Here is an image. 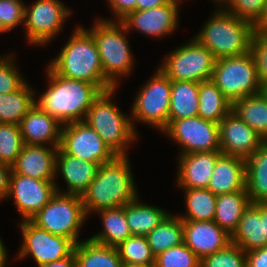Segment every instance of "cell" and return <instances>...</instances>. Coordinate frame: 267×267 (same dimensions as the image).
<instances>
[{
    "label": "cell",
    "mask_w": 267,
    "mask_h": 267,
    "mask_svg": "<svg viewBox=\"0 0 267 267\" xmlns=\"http://www.w3.org/2000/svg\"><path fill=\"white\" fill-rule=\"evenodd\" d=\"M128 156H116L99 166L95 179L81 196L87 217L124 206L139 196Z\"/></svg>",
    "instance_id": "cell-1"
},
{
    "label": "cell",
    "mask_w": 267,
    "mask_h": 267,
    "mask_svg": "<svg viewBox=\"0 0 267 267\" xmlns=\"http://www.w3.org/2000/svg\"><path fill=\"white\" fill-rule=\"evenodd\" d=\"M47 66L49 84L46 91L36 97L35 103L62 125L84 121L93 100L101 91L94 84L63 77Z\"/></svg>",
    "instance_id": "cell-2"
},
{
    "label": "cell",
    "mask_w": 267,
    "mask_h": 267,
    "mask_svg": "<svg viewBox=\"0 0 267 267\" xmlns=\"http://www.w3.org/2000/svg\"><path fill=\"white\" fill-rule=\"evenodd\" d=\"M71 38L49 66L59 75L94 84L101 92L115 86L104 76L99 52L92 34L78 25Z\"/></svg>",
    "instance_id": "cell-3"
},
{
    "label": "cell",
    "mask_w": 267,
    "mask_h": 267,
    "mask_svg": "<svg viewBox=\"0 0 267 267\" xmlns=\"http://www.w3.org/2000/svg\"><path fill=\"white\" fill-rule=\"evenodd\" d=\"M255 31L256 26L253 23L217 6L211 18L193 38L218 59L249 52Z\"/></svg>",
    "instance_id": "cell-4"
},
{
    "label": "cell",
    "mask_w": 267,
    "mask_h": 267,
    "mask_svg": "<svg viewBox=\"0 0 267 267\" xmlns=\"http://www.w3.org/2000/svg\"><path fill=\"white\" fill-rule=\"evenodd\" d=\"M117 89L114 87L102 91L93 100L84 121L95 130L116 156H127L128 147L139 136L137 137L138 132L133 127L131 116H126L113 103V94Z\"/></svg>",
    "instance_id": "cell-5"
},
{
    "label": "cell",
    "mask_w": 267,
    "mask_h": 267,
    "mask_svg": "<svg viewBox=\"0 0 267 267\" xmlns=\"http://www.w3.org/2000/svg\"><path fill=\"white\" fill-rule=\"evenodd\" d=\"M95 21L93 27L87 30L96 42L104 76L118 87L120 78L128 76L134 68V58L126 36L129 32L120 21L100 17Z\"/></svg>",
    "instance_id": "cell-6"
},
{
    "label": "cell",
    "mask_w": 267,
    "mask_h": 267,
    "mask_svg": "<svg viewBox=\"0 0 267 267\" xmlns=\"http://www.w3.org/2000/svg\"><path fill=\"white\" fill-rule=\"evenodd\" d=\"M86 218L80 195L56 192L30 221L53 235L64 236L77 244Z\"/></svg>",
    "instance_id": "cell-7"
},
{
    "label": "cell",
    "mask_w": 267,
    "mask_h": 267,
    "mask_svg": "<svg viewBox=\"0 0 267 267\" xmlns=\"http://www.w3.org/2000/svg\"><path fill=\"white\" fill-rule=\"evenodd\" d=\"M211 80L231 103L259 94L261 90L251 51L240 56L216 59Z\"/></svg>",
    "instance_id": "cell-8"
},
{
    "label": "cell",
    "mask_w": 267,
    "mask_h": 267,
    "mask_svg": "<svg viewBox=\"0 0 267 267\" xmlns=\"http://www.w3.org/2000/svg\"><path fill=\"white\" fill-rule=\"evenodd\" d=\"M155 70L132 103L130 116L134 129L135 121L161 132L168 126L172 80L159 67Z\"/></svg>",
    "instance_id": "cell-9"
},
{
    "label": "cell",
    "mask_w": 267,
    "mask_h": 267,
    "mask_svg": "<svg viewBox=\"0 0 267 267\" xmlns=\"http://www.w3.org/2000/svg\"><path fill=\"white\" fill-rule=\"evenodd\" d=\"M159 68L172 81L203 82L211 80L216 58L195 38L170 51Z\"/></svg>",
    "instance_id": "cell-10"
},
{
    "label": "cell",
    "mask_w": 267,
    "mask_h": 267,
    "mask_svg": "<svg viewBox=\"0 0 267 267\" xmlns=\"http://www.w3.org/2000/svg\"><path fill=\"white\" fill-rule=\"evenodd\" d=\"M64 4L59 0H36L31 6L25 4L24 29L28 43L45 46L60 34L72 14Z\"/></svg>",
    "instance_id": "cell-11"
},
{
    "label": "cell",
    "mask_w": 267,
    "mask_h": 267,
    "mask_svg": "<svg viewBox=\"0 0 267 267\" xmlns=\"http://www.w3.org/2000/svg\"><path fill=\"white\" fill-rule=\"evenodd\" d=\"M19 227L23 242L16 259L32 256L38 267L68 257L75 244L64 236L53 235L30 220H21Z\"/></svg>",
    "instance_id": "cell-12"
},
{
    "label": "cell",
    "mask_w": 267,
    "mask_h": 267,
    "mask_svg": "<svg viewBox=\"0 0 267 267\" xmlns=\"http://www.w3.org/2000/svg\"><path fill=\"white\" fill-rule=\"evenodd\" d=\"M179 144L180 154L220 151L219 124L194 116L168 121L162 131Z\"/></svg>",
    "instance_id": "cell-13"
},
{
    "label": "cell",
    "mask_w": 267,
    "mask_h": 267,
    "mask_svg": "<svg viewBox=\"0 0 267 267\" xmlns=\"http://www.w3.org/2000/svg\"><path fill=\"white\" fill-rule=\"evenodd\" d=\"M59 147L70 156L97 163L99 166L116 157L85 121L64 124Z\"/></svg>",
    "instance_id": "cell-14"
},
{
    "label": "cell",
    "mask_w": 267,
    "mask_h": 267,
    "mask_svg": "<svg viewBox=\"0 0 267 267\" xmlns=\"http://www.w3.org/2000/svg\"><path fill=\"white\" fill-rule=\"evenodd\" d=\"M58 190L56 181H43L11 172L7 198H13L22 220H30Z\"/></svg>",
    "instance_id": "cell-15"
},
{
    "label": "cell",
    "mask_w": 267,
    "mask_h": 267,
    "mask_svg": "<svg viewBox=\"0 0 267 267\" xmlns=\"http://www.w3.org/2000/svg\"><path fill=\"white\" fill-rule=\"evenodd\" d=\"M180 1L171 0L169 3L149 10H135L120 22L128 32L134 28L146 36L162 38L177 30Z\"/></svg>",
    "instance_id": "cell-16"
},
{
    "label": "cell",
    "mask_w": 267,
    "mask_h": 267,
    "mask_svg": "<svg viewBox=\"0 0 267 267\" xmlns=\"http://www.w3.org/2000/svg\"><path fill=\"white\" fill-rule=\"evenodd\" d=\"M219 135L222 154L244 159L265 143V139L232 110L219 122Z\"/></svg>",
    "instance_id": "cell-17"
},
{
    "label": "cell",
    "mask_w": 267,
    "mask_h": 267,
    "mask_svg": "<svg viewBox=\"0 0 267 267\" xmlns=\"http://www.w3.org/2000/svg\"><path fill=\"white\" fill-rule=\"evenodd\" d=\"M183 242L202 260L226 248L231 236L214 221H183Z\"/></svg>",
    "instance_id": "cell-18"
},
{
    "label": "cell",
    "mask_w": 267,
    "mask_h": 267,
    "mask_svg": "<svg viewBox=\"0 0 267 267\" xmlns=\"http://www.w3.org/2000/svg\"><path fill=\"white\" fill-rule=\"evenodd\" d=\"M58 148L50 145L25 144L15 162L11 165V170L13 173L30 178L55 181Z\"/></svg>",
    "instance_id": "cell-19"
},
{
    "label": "cell",
    "mask_w": 267,
    "mask_h": 267,
    "mask_svg": "<svg viewBox=\"0 0 267 267\" xmlns=\"http://www.w3.org/2000/svg\"><path fill=\"white\" fill-rule=\"evenodd\" d=\"M220 151L180 154L178 158L177 186L181 189L207 188Z\"/></svg>",
    "instance_id": "cell-20"
},
{
    "label": "cell",
    "mask_w": 267,
    "mask_h": 267,
    "mask_svg": "<svg viewBox=\"0 0 267 267\" xmlns=\"http://www.w3.org/2000/svg\"><path fill=\"white\" fill-rule=\"evenodd\" d=\"M62 126L36 103L19 123L24 144L53 147L60 146Z\"/></svg>",
    "instance_id": "cell-21"
},
{
    "label": "cell",
    "mask_w": 267,
    "mask_h": 267,
    "mask_svg": "<svg viewBox=\"0 0 267 267\" xmlns=\"http://www.w3.org/2000/svg\"><path fill=\"white\" fill-rule=\"evenodd\" d=\"M98 168L97 163L70 156L59 147L56 155L55 177L58 174L62 175L67 191L58 190L57 192L82 196L95 179Z\"/></svg>",
    "instance_id": "cell-22"
},
{
    "label": "cell",
    "mask_w": 267,
    "mask_h": 267,
    "mask_svg": "<svg viewBox=\"0 0 267 267\" xmlns=\"http://www.w3.org/2000/svg\"><path fill=\"white\" fill-rule=\"evenodd\" d=\"M207 189L214 195L246 190L245 159L222 154L216 161Z\"/></svg>",
    "instance_id": "cell-23"
},
{
    "label": "cell",
    "mask_w": 267,
    "mask_h": 267,
    "mask_svg": "<svg viewBox=\"0 0 267 267\" xmlns=\"http://www.w3.org/2000/svg\"><path fill=\"white\" fill-rule=\"evenodd\" d=\"M231 243L238 245L245 252L267 246L263 219L260 217V203L250 204L244 211L231 235Z\"/></svg>",
    "instance_id": "cell-24"
},
{
    "label": "cell",
    "mask_w": 267,
    "mask_h": 267,
    "mask_svg": "<svg viewBox=\"0 0 267 267\" xmlns=\"http://www.w3.org/2000/svg\"><path fill=\"white\" fill-rule=\"evenodd\" d=\"M246 190L251 204L267 203V143L246 159Z\"/></svg>",
    "instance_id": "cell-25"
},
{
    "label": "cell",
    "mask_w": 267,
    "mask_h": 267,
    "mask_svg": "<svg viewBox=\"0 0 267 267\" xmlns=\"http://www.w3.org/2000/svg\"><path fill=\"white\" fill-rule=\"evenodd\" d=\"M250 204L247 190L217 195L213 221L231 236Z\"/></svg>",
    "instance_id": "cell-26"
},
{
    "label": "cell",
    "mask_w": 267,
    "mask_h": 267,
    "mask_svg": "<svg viewBox=\"0 0 267 267\" xmlns=\"http://www.w3.org/2000/svg\"><path fill=\"white\" fill-rule=\"evenodd\" d=\"M125 205V216L132 235L146 236L169 214L164 209L139 201Z\"/></svg>",
    "instance_id": "cell-27"
},
{
    "label": "cell",
    "mask_w": 267,
    "mask_h": 267,
    "mask_svg": "<svg viewBox=\"0 0 267 267\" xmlns=\"http://www.w3.org/2000/svg\"><path fill=\"white\" fill-rule=\"evenodd\" d=\"M199 83L172 81L168 121L198 115Z\"/></svg>",
    "instance_id": "cell-28"
},
{
    "label": "cell",
    "mask_w": 267,
    "mask_h": 267,
    "mask_svg": "<svg viewBox=\"0 0 267 267\" xmlns=\"http://www.w3.org/2000/svg\"><path fill=\"white\" fill-rule=\"evenodd\" d=\"M78 267H122L116 247L103 245L90 238L81 240L74 246Z\"/></svg>",
    "instance_id": "cell-29"
},
{
    "label": "cell",
    "mask_w": 267,
    "mask_h": 267,
    "mask_svg": "<svg viewBox=\"0 0 267 267\" xmlns=\"http://www.w3.org/2000/svg\"><path fill=\"white\" fill-rule=\"evenodd\" d=\"M103 224V230L90 237L92 241L117 247L132 234L125 216V205L117 208L97 211Z\"/></svg>",
    "instance_id": "cell-30"
},
{
    "label": "cell",
    "mask_w": 267,
    "mask_h": 267,
    "mask_svg": "<svg viewBox=\"0 0 267 267\" xmlns=\"http://www.w3.org/2000/svg\"><path fill=\"white\" fill-rule=\"evenodd\" d=\"M25 82L17 91L0 94V123L19 125L22 118L35 105L36 91Z\"/></svg>",
    "instance_id": "cell-31"
},
{
    "label": "cell",
    "mask_w": 267,
    "mask_h": 267,
    "mask_svg": "<svg viewBox=\"0 0 267 267\" xmlns=\"http://www.w3.org/2000/svg\"><path fill=\"white\" fill-rule=\"evenodd\" d=\"M198 102V116L217 124L232 110V103L212 80L199 83Z\"/></svg>",
    "instance_id": "cell-32"
},
{
    "label": "cell",
    "mask_w": 267,
    "mask_h": 267,
    "mask_svg": "<svg viewBox=\"0 0 267 267\" xmlns=\"http://www.w3.org/2000/svg\"><path fill=\"white\" fill-rule=\"evenodd\" d=\"M232 111L262 138L267 139V100L261 93L234 101Z\"/></svg>",
    "instance_id": "cell-33"
},
{
    "label": "cell",
    "mask_w": 267,
    "mask_h": 267,
    "mask_svg": "<svg viewBox=\"0 0 267 267\" xmlns=\"http://www.w3.org/2000/svg\"><path fill=\"white\" fill-rule=\"evenodd\" d=\"M152 254L156 257L169 248L183 243V220L169 213L164 220L146 235Z\"/></svg>",
    "instance_id": "cell-34"
},
{
    "label": "cell",
    "mask_w": 267,
    "mask_h": 267,
    "mask_svg": "<svg viewBox=\"0 0 267 267\" xmlns=\"http://www.w3.org/2000/svg\"><path fill=\"white\" fill-rule=\"evenodd\" d=\"M186 214L178 215L183 221H213L217 195L207 188L183 189Z\"/></svg>",
    "instance_id": "cell-35"
},
{
    "label": "cell",
    "mask_w": 267,
    "mask_h": 267,
    "mask_svg": "<svg viewBox=\"0 0 267 267\" xmlns=\"http://www.w3.org/2000/svg\"><path fill=\"white\" fill-rule=\"evenodd\" d=\"M123 264L140 263L154 265L152 254L146 236L131 235L116 247Z\"/></svg>",
    "instance_id": "cell-36"
},
{
    "label": "cell",
    "mask_w": 267,
    "mask_h": 267,
    "mask_svg": "<svg viewBox=\"0 0 267 267\" xmlns=\"http://www.w3.org/2000/svg\"><path fill=\"white\" fill-rule=\"evenodd\" d=\"M20 127L13 123H0V162L12 165L24 146Z\"/></svg>",
    "instance_id": "cell-37"
},
{
    "label": "cell",
    "mask_w": 267,
    "mask_h": 267,
    "mask_svg": "<svg viewBox=\"0 0 267 267\" xmlns=\"http://www.w3.org/2000/svg\"><path fill=\"white\" fill-rule=\"evenodd\" d=\"M201 260L183 242L155 257L154 267H200Z\"/></svg>",
    "instance_id": "cell-38"
},
{
    "label": "cell",
    "mask_w": 267,
    "mask_h": 267,
    "mask_svg": "<svg viewBox=\"0 0 267 267\" xmlns=\"http://www.w3.org/2000/svg\"><path fill=\"white\" fill-rule=\"evenodd\" d=\"M266 4L267 0H225L220 7L256 25L263 18Z\"/></svg>",
    "instance_id": "cell-39"
},
{
    "label": "cell",
    "mask_w": 267,
    "mask_h": 267,
    "mask_svg": "<svg viewBox=\"0 0 267 267\" xmlns=\"http://www.w3.org/2000/svg\"><path fill=\"white\" fill-rule=\"evenodd\" d=\"M200 267H246V252L238 245L230 243L223 250L205 256Z\"/></svg>",
    "instance_id": "cell-40"
},
{
    "label": "cell",
    "mask_w": 267,
    "mask_h": 267,
    "mask_svg": "<svg viewBox=\"0 0 267 267\" xmlns=\"http://www.w3.org/2000/svg\"><path fill=\"white\" fill-rule=\"evenodd\" d=\"M11 55L0 56V94L17 91L26 81Z\"/></svg>",
    "instance_id": "cell-41"
},
{
    "label": "cell",
    "mask_w": 267,
    "mask_h": 267,
    "mask_svg": "<svg viewBox=\"0 0 267 267\" xmlns=\"http://www.w3.org/2000/svg\"><path fill=\"white\" fill-rule=\"evenodd\" d=\"M25 4L22 0H0V33L24 25Z\"/></svg>",
    "instance_id": "cell-42"
},
{
    "label": "cell",
    "mask_w": 267,
    "mask_h": 267,
    "mask_svg": "<svg viewBox=\"0 0 267 267\" xmlns=\"http://www.w3.org/2000/svg\"><path fill=\"white\" fill-rule=\"evenodd\" d=\"M250 51L256 63L259 81L267 82V30L256 29Z\"/></svg>",
    "instance_id": "cell-43"
},
{
    "label": "cell",
    "mask_w": 267,
    "mask_h": 267,
    "mask_svg": "<svg viewBox=\"0 0 267 267\" xmlns=\"http://www.w3.org/2000/svg\"><path fill=\"white\" fill-rule=\"evenodd\" d=\"M107 2L115 17L109 21H121L129 13L135 11L136 0H107Z\"/></svg>",
    "instance_id": "cell-44"
},
{
    "label": "cell",
    "mask_w": 267,
    "mask_h": 267,
    "mask_svg": "<svg viewBox=\"0 0 267 267\" xmlns=\"http://www.w3.org/2000/svg\"><path fill=\"white\" fill-rule=\"evenodd\" d=\"M246 267H267V246L247 251Z\"/></svg>",
    "instance_id": "cell-45"
},
{
    "label": "cell",
    "mask_w": 267,
    "mask_h": 267,
    "mask_svg": "<svg viewBox=\"0 0 267 267\" xmlns=\"http://www.w3.org/2000/svg\"><path fill=\"white\" fill-rule=\"evenodd\" d=\"M11 172L10 165L0 162V201L7 199Z\"/></svg>",
    "instance_id": "cell-46"
},
{
    "label": "cell",
    "mask_w": 267,
    "mask_h": 267,
    "mask_svg": "<svg viewBox=\"0 0 267 267\" xmlns=\"http://www.w3.org/2000/svg\"><path fill=\"white\" fill-rule=\"evenodd\" d=\"M171 0H136L135 10H149L166 3Z\"/></svg>",
    "instance_id": "cell-47"
},
{
    "label": "cell",
    "mask_w": 267,
    "mask_h": 267,
    "mask_svg": "<svg viewBox=\"0 0 267 267\" xmlns=\"http://www.w3.org/2000/svg\"><path fill=\"white\" fill-rule=\"evenodd\" d=\"M41 267H78V265L74 252H72L68 257L64 259L51 262Z\"/></svg>",
    "instance_id": "cell-48"
},
{
    "label": "cell",
    "mask_w": 267,
    "mask_h": 267,
    "mask_svg": "<svg viewBox=\"0 0 267 267\" xmlns=\"http://www.w3.org/2000/svg\"><path fill=\"white\" fill-rule=\"evenodd\" d=\"M260 217L263 219L264 236L267 239V203H260Z\"/></svg>",
    "instance_id": "cell-49"
},
{
    "label": "cell",
    "mask_w": 267,
    "mask_h": 267,
    "mask_svg": "<svg viewBox=\"0 0 267 267\" xmlns=\"http://www.w3.org/2000/svg\"><path fill=\"white\" fill-rule=\"evenodd\" d=\"M3 240H1L0 238V267H5L7 264V256H8V252L7 249L4 245V243L2 242Z\"/></svg>",
    "instance_id": "cell-50"
},
{
    "label": "cell",
    "mask_w": 267,
    "mask_h": 267,
    "mask_svg": "<svg viewBox=\"0 0 267 267\" xmlns=\"http://www.w3.org/2000/svg\"><path fill=\"white\" fill-rule=\"evenodd\" d=\"M255 26L256 29L267 30V4L263 18Z\"/></svg>",
    "instance_id": "cell-51"
},
{
    "label": "cell",
    "mask_w": 267,
    "mask_h": 267,
    "mask_svg": "<svg viewBox=\"0 0 267 267\" xmlns=\"http://www.w3.org/2000/svg\"><path fill=\"white\" fill-rule=\"evenodd\" d=\"M122 267H154V265L140 264V263H130L123 264Z\"/></svg>",
    "instance_id": "cell-52"
},
{
    "label": "cell",
    "mask_w": 267,
    "mask_h": 267,
    "mask_svg": "<svg viewBox=\"0 0 267 267\" xmlns=\"http://www.w3.org/2000/svg\"><path fill=\"white\" fill-rule=\"evenodd\" d=\"M260 93L267 100V82L261 83Z\"/></svg>",
    "instance_id": "cell-53"
},
{
    "label": "cell",
    "mask_w": 267,
    "mask_h": 267,
    "mask_svg": "<svg viewBox=\"0 0 267 267\" xmlns=\"http://www.w3.org/2000/svg\"><path fill=\"white\" fill-rule=\"evenodd\" d=\"M212 1L218 4L217 6H221L225 2V0H212Z\"/></svg>",
    "instance_id": "cell-54"
}]
</instances>
